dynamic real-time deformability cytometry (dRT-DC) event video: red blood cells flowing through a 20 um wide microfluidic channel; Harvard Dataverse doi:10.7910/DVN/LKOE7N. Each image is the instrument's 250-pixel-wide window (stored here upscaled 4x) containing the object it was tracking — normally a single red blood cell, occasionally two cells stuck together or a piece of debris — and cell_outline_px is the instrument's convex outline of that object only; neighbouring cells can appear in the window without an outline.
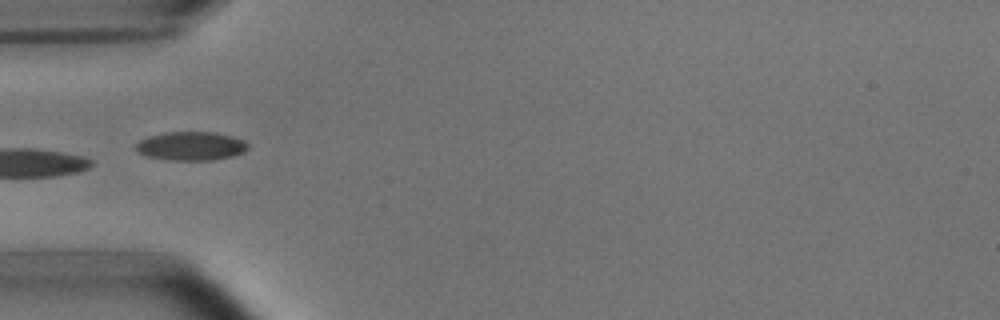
{"species": "common noctule bat (a hibernating species)", "species_latin": "Nyctalus noctula", "temperature_condition": "room temperature", "stored_images_in_passage": 4, "camera_frame_rate_fps": 3000, "um_per_image_px": 0.085, "animal": {"sex": "male", "body_mass_g": 15.6}, "frame": {"image": 1, "passage_image": 4, "time_ms": 3.667, "image_size_px": [1000, 320], "cell_outline_px": [[248, 148], [244, 152], [232, 156], [212, 160], [168, 160], [144, 156], [136, 152], [136, 144], [140, 140], [148, 136], [168, 132], [212, 132], [232, 136], [244, 140], [248, 144]], "centroid_in_image_um": [16.21, 12.42], "position_along_channel_um": 68.8, "area_um2": 18.84}}